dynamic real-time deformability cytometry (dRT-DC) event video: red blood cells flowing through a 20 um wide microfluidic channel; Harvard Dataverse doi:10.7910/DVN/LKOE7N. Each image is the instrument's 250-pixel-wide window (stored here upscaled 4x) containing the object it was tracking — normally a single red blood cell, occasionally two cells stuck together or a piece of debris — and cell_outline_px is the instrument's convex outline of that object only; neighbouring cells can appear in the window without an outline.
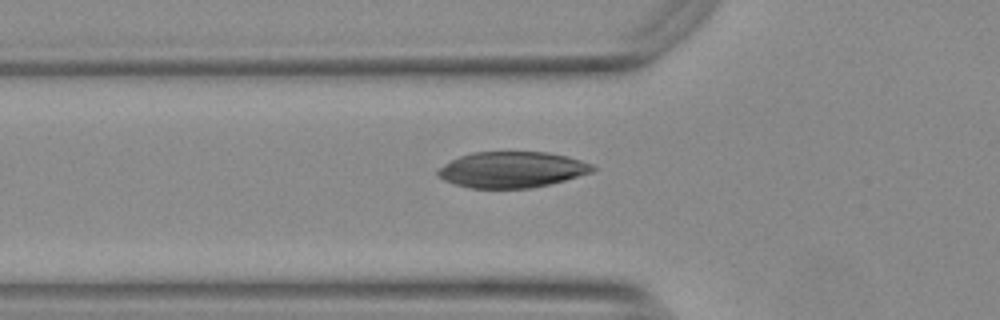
{"species": "Egyptian fruit bat (a non-hibernating species)", "species_latin": "Rousettus aegyptiacus", "temperature_condition": "warm", "stored_images_in_passage": 33, "camera_frame_rate_fps": 3000, "um_per_image_px": 0.085, "animal": {"sex": "female"}, "frame": {"image": 1, "passage_image": 2, "time_ms": 0.333, "image_size_px": [1000, 320], "cell_outline_px": [[596, 168], [592, 172], [564, 180], [532, 188], [472, 188], [456, 184], [444, 180], [436, 172], [444, 164], [460, 156], [472, 152], [548, 152], [568, 156], [592, 164]], "centroid_in_image_um": [43.53, 14.41], "position_along_channel_um": 82.3, "area_um2": 32.19}}
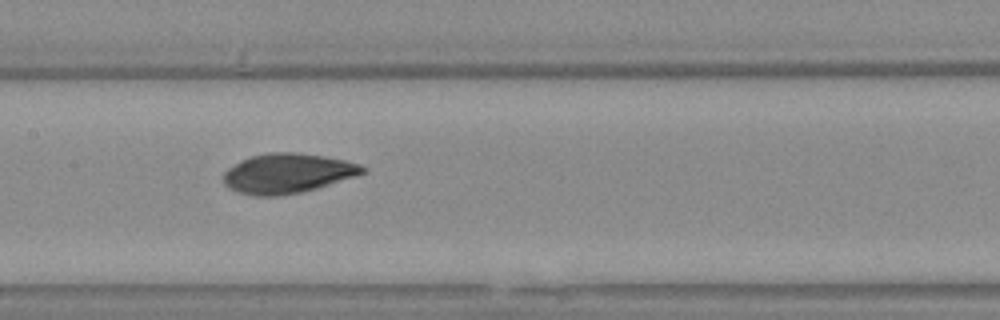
{"frame": {"image": 2, "passage_image": 10, "time_ms": 3.0, "image_size_px": [1000, 320], "cell_outline_px": [[368, 172], [356, 176], [316, 188], [300, 192], [276, 196], [252, 196], [228, 188], [224, 184], [224, 172], [228, 168], [240, 160], [252, 156], [268, 152], [296, 152], [324, 156], [344, 160], [360, 164], [368, 168]], "centroid_in_image_um": [24.45, 14.73], "position_along_channel_um": 183.0, "area_um2": 32.25}}
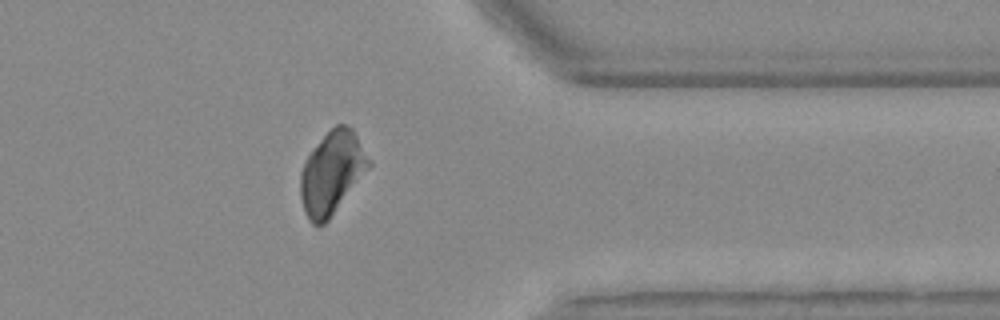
{"frame": {"image": 3, "passage_image": 27, "time_ms": 8.667, "image_size_px": [1000, 320], "cell_outline_px": [[372, 164], [328, 220], [324, 224], [316, 228], [308, 220], [304, 212], [300, 196], [300, 172], [304, 160], [320, 140], [336, 124], [348, 124], [352, 128]], "centroid_in_image_um": [28.18, 14.71], "position_along_channel_um": 383.2, "area_um2": 32.71}}